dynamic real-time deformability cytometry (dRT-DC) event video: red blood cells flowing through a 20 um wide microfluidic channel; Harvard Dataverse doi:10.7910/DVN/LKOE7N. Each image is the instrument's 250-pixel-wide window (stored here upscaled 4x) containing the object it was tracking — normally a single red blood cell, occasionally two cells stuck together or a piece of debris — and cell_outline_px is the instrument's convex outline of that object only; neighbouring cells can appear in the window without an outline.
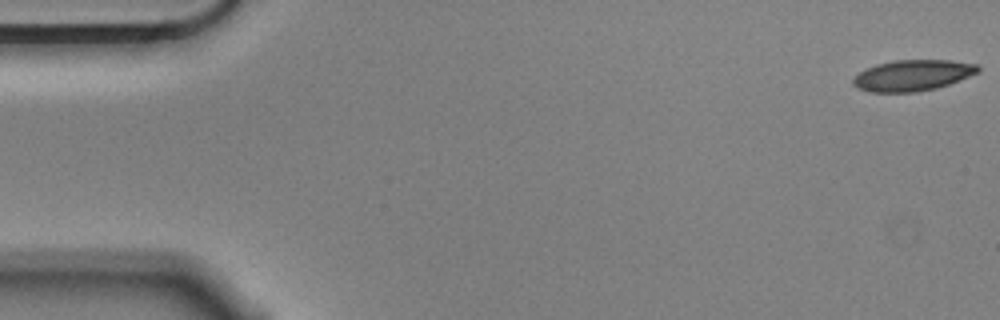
{"species": "Egyptian fruit bat (a non-hibernating species)", "species_latin": "Rousettus aegyptiacus", "temperature_condition": "cold", "stored_images_in_passage": 56, "camera_frame_rate_fps": 3000, "um_per_image_px": 0.085, "animal": {"sex": "male"}, "frame": {"image": 1, "passage_image": 1, "time_ms": 0.0, "image_size_px": [1000, 320], "cell_outline_px": [[980, 72], [960, 80], [936, 88], [916, 92], [868, 92], [856, 88], [852, 84], [852, 80], [860, 72], [876, 64], [896, 60], [948, 60], [976, 64], [980, 68]], "centroid_in_image_um": [77.57, 6.41], "position_along_channel_um": 7.4, "area_um2": 22.54}}
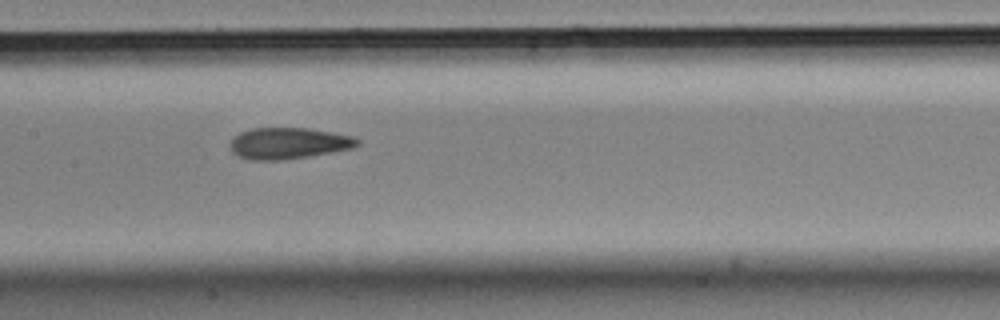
{"frame": {"image": 2, "passage_image": 27, "time_ms": 8.667, "image_size_px": [1000, 320], "cell_outline_px": [[360, 144], [352, 148], [332, 152], [284, 160], [248, 160], [236, 156], [232, 152], [228, 144], [240, 132], [252, 128], [308, 128], [352, 136], [360, 140]], "centroid_in_image_um": [24.48, 12.19], "position_along_channel_um": 182.9, "area_um2": 23.29}}
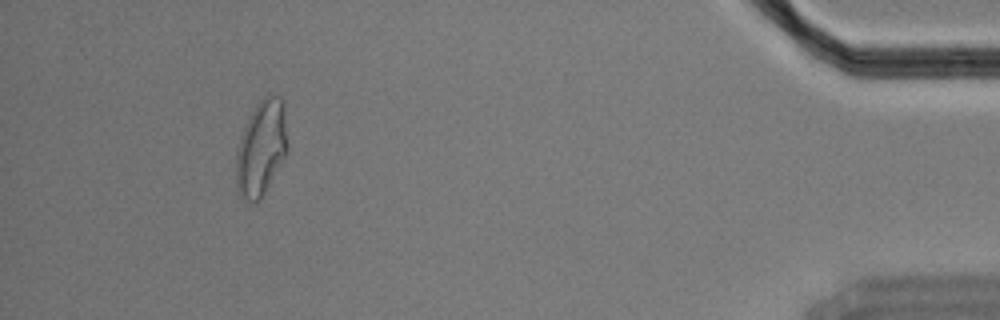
{"frame": {"image": 3, "passage_image": 52, "time_ms": 17.0, "image_size_px": [1000, 320], "cell_outline_px": [[288, 152], [260, 200], [244, 200], [236, 192], [236, 152], [248, 116], [252, 108], [268, 92], [272, 92], [280, 96], [284, 100], [288, 140]], "centroid_in_image_um": [22.23, 12.51], "position_along_channel_um": 413.0, "area_um2": 29.25}}